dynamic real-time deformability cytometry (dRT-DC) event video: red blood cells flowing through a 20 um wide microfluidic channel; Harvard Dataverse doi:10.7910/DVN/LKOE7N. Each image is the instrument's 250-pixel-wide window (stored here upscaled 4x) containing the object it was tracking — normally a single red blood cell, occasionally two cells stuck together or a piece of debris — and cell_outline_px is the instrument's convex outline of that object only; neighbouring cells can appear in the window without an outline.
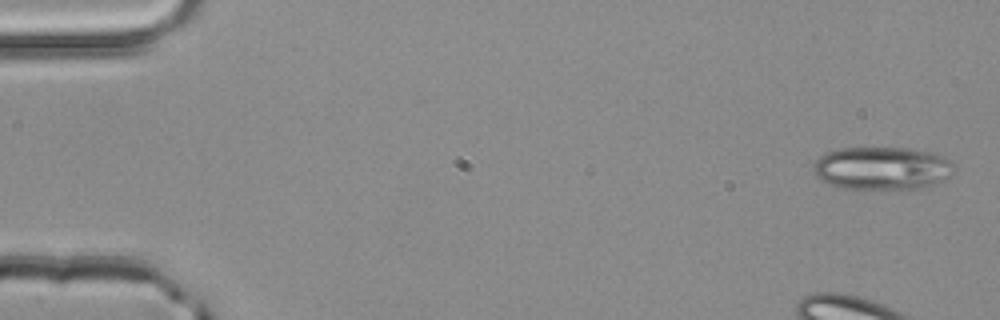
{"species": "common noctule bat (a hibernating species)", "species_latin": "Nyctalus noctula", "temperature_condition": "room temperature", "stored_images_in_passage": 3, "camera_frame_rate_fps": 3000, "um_per_image_px": 0.085, "animal": {"sex": "male", "body_mass_g": 20.4}, "frame": {"image": 1, "passage_image": 1, "time_ms": 0.0, "image_size_px": [1000, 320], "cell_outline_px": [[956, 168], [940, 180], [932, 184], [916, 188], [840, 188], [828, 184], [820, 180], [816, 176], [812, 168], [812, 164], [824, 152], [840, 148], [908, 148], [928, 152], [944, 156]], "centroid_in_image_um": [74.87, 14.28], "position_along_channel_um": 10.1, "area_um2": 34.85}}